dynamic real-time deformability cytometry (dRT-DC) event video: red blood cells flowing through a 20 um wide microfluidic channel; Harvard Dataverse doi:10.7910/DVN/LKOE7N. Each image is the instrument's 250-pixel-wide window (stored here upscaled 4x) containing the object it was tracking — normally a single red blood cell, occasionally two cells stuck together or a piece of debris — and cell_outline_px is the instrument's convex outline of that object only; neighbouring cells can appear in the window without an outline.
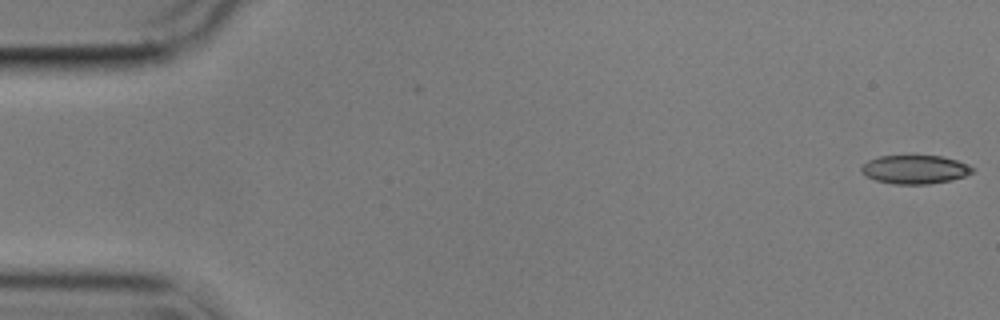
{"species": "common noctule bat (a hibernating species)", "species_latin": "Nyctalus noctula", "temperature_condition": "cold", "stored_images_in_passage": 56, "camera_frame_rate_fps": 3000, "um_per_image_px": 0.085, "animal": {"sex": "male", "body_mass_g": 17.9}, "frame": {"image": 1, "passage_image": 1, "time_ms": 0.0, "image_size_px": [1000, 320], "cell_outline_px": [[972, 172], [964, 176], [952, 180], [928, 184], [896, 184], [876, 180], [864, 176], [860, 172], [860, 168], [868, 160], [880, 156], [940, 156], [956, 160], [968, 164], [972, 168]], "centroid_in_image_um": [77.73, 14.41], "position_along_channel_um": 7.3, "area_um2": 18.44}}
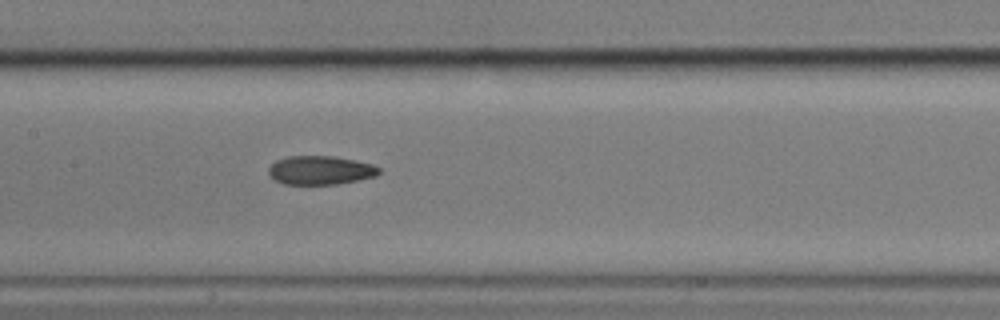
{"frame": {"image": 2, "passage_image": 27, "time_ms": 8.667, "image_size_px": [1000, 320], "cell_outline_px": [[380, 172], [376, 176], [336, 184], [284, 184], [272, 180], [268, 172], [268, 168], [276, 160], [288, 156], [332, 156], [356, 160], [372, 164], [380, 168]], "centroid_in_image_um": [27.2, 14.47], "position_along_channel_um": 180.2, "area_um2": 18.55}}
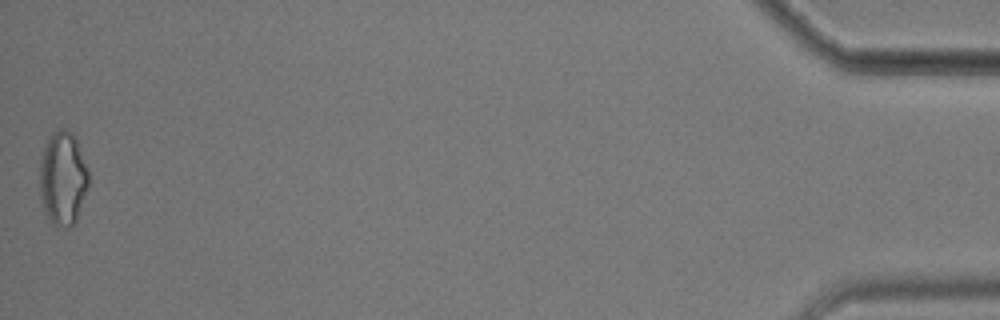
{"frame": {"image": 3, "passage_image": 56, "time_ms": 18.333, "image_size_px": [1000, 320], "cell_outline_px": [[88, 184], [76, 220], [68, 228], [64, 228], [52, 224], [44, 212], [40, 200], [40, 160], [48, 136], [56, 128], [64, 128], [76, 140], [88, 172]], "centroid_in_image_um": [5.3, 15.18], "position_along_channel_um": 429.9, "area_um2": 26.47}, "authors_computed_cell_mechanics": {"area_um2": 19.4208, "velocity_mm_per_s": 3.5563, "shape_relaxation_time_tau1_ms": 5.7495, "shape_relaxation_time_tau2_ms": 3.8583, "deformation_change_tau1": 0.1566, "deformation_change_tau2": 0.1099}}